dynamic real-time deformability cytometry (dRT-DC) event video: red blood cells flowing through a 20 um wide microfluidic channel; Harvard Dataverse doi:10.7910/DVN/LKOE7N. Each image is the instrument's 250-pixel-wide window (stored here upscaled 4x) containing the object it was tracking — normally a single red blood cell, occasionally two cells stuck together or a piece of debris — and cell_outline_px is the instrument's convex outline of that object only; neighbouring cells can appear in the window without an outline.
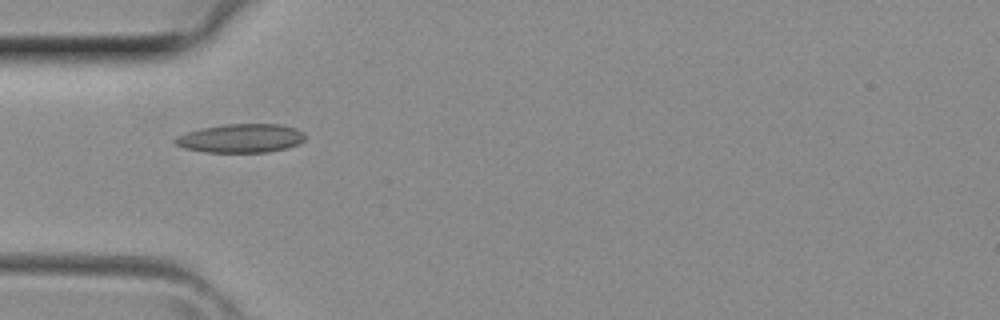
{"species": "common noctule bat (a hibernating species)", "species_latin": "Nyctalus noctula", "temperature_condition": "room temperature", "stored_images_in_passage": 1, "camera_frame_rate_fps": 3000, "um_per_image_px": 0.085, "animal": {"sex": "female", "body_mass_g": 29.2, "forearm_length_mm": 56.3}, "frame": {"image": 1, "passage_image": 1, "time_ms": 0.0, "image_size_px": [1000, 320], "cell_outline_px": [[304, 140], [300, 144], [288, 148], [268, 152], [204, 152], [184, 148], [176, 144], [172, 140], [176, 136], [188, 132], [204, 128], [224, 124], [280, 124], [296, 128], [304, 132]], "centroid_in_image_um": [20.5, 11.76], "position_along_channel_um": 64.5, "area_um2": 21.85}}